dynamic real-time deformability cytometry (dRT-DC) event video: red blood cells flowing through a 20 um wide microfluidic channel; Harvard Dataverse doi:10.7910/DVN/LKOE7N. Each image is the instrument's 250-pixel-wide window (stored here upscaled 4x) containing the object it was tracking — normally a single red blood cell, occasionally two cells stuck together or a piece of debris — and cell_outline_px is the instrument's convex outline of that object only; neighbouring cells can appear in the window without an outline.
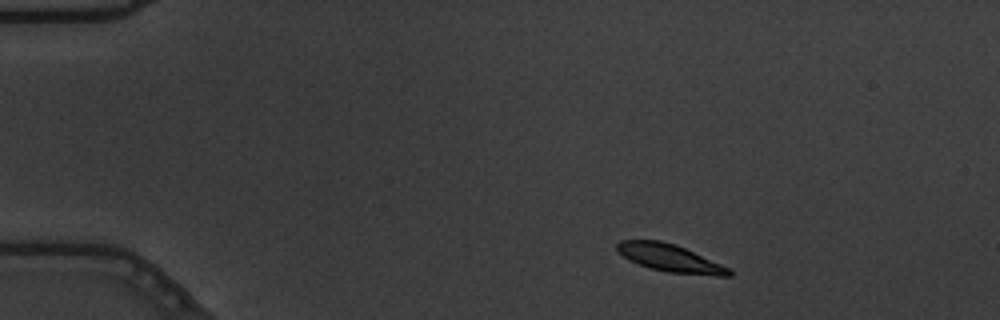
{"species": "common noctule bat (a hibernating species)", "species_latin": "Nyctalus noctula", "temperature_condition": "warm", "stored_images_in_passage": 52, "camera_frame_rate_fps": 3000, "um_per_image_px": 0.085, "animal": {"sex": "male", "body_mass_g": 19.5, "forearm_length_mm": 54.6}, "frame": {"image": 1, "passage_image": 5, "time_ms": 1.333, "image_size_px": [1000, 320], "cell_outline_px": [[732, 276], [720, 276], [668, 272], [652, 268], [628, 260], [616, 248], [616, 244], [620, 240], [660, 240], [676, 244], [732, 268]], "centroid_in_image_um": [57.01, 21.93], "position_along_channel_um": 28.0, "area_um2": 17.98}}
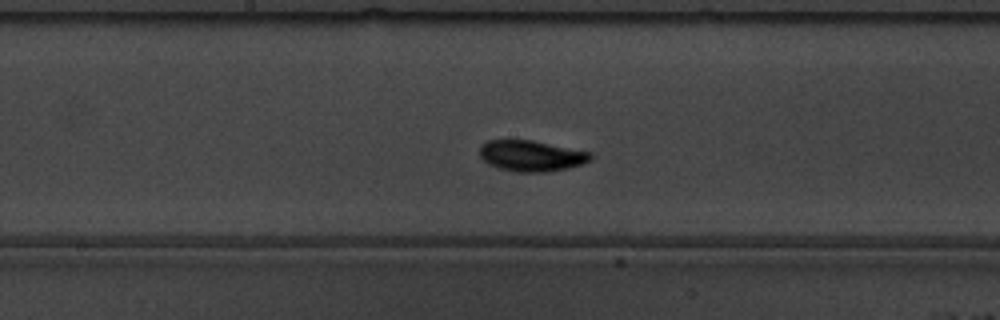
{"frame": {"image": 2, "passage_image": 26, "time_ms": 8.333, "image_size_px": [1000, 320], "cell_outline_px": [[592, 160], [568, 168], [548, 172], [516, 172], [500, 168], [488, 164], [480, 156], [480, 144], [488, 140], [532, 140], [592, 152]], "centroid_in_image_um": [45.17, 13.24], "position_along_channel_um": 203.0, "area_um2": 20.06}}
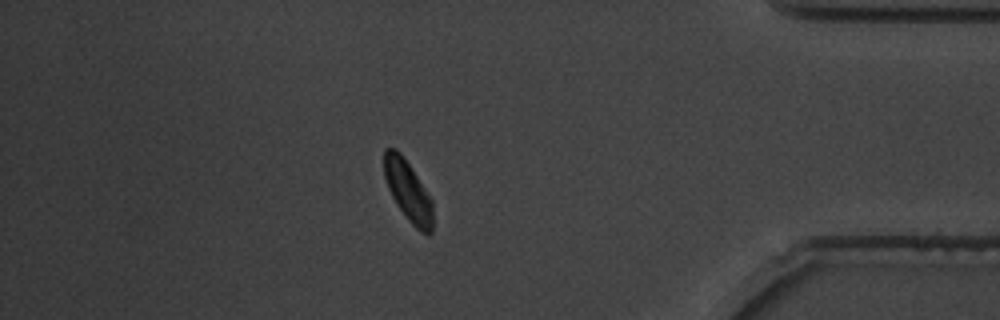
{"frame": {"image": 3, "passage_image": 45, "time_ms": 14.667, "image_size_px": [1000, 320], "cell_outline_px": [[432, 232], [428, 236], [420, 232], [408, 220], [396, 204], [388, 188], [384, 176], [384, 148], [396, 148], [400, 152], [432, 200]], "centroid_in_image_um": [34.67, 16.25], "position_along_channel_um": 400.5, "area_um2": 16.99}, "authors_computed_cell_mechanics": {"area_um2": 18.496, "velocity_mm_per_s": 3.6049, "shape_relaxation_time_tau1_ms": 2.0284, "shape_relaxation_time_tau2_ms": 1.0188, "deformation_change_tau1": 0.1225, "deformation_change_tau2": 0.0477}}